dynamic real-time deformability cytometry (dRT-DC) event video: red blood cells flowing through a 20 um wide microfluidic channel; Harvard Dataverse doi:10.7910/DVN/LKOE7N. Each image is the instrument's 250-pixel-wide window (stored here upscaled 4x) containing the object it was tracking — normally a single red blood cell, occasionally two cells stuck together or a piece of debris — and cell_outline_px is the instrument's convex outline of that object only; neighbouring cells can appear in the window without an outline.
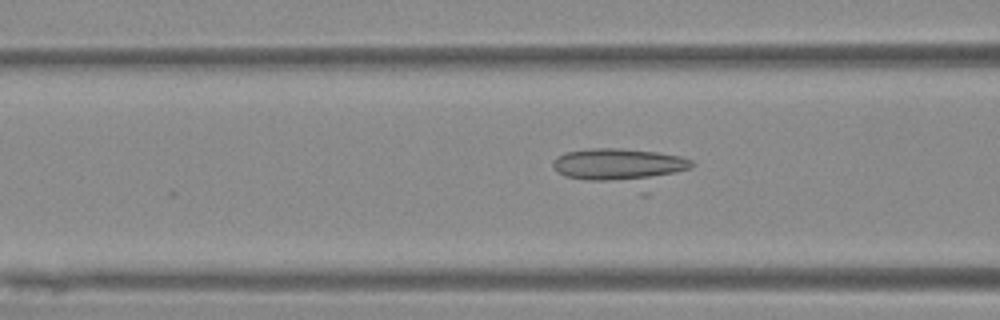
{"species": "Egyptian fruit bat (a non-hibernating species)", "species_latin": "Rousettus aegyptiacus", "temperature_condition": "warm", "stored_images_in_passage": 24, "camera_frame_rate_fps": 3000, "um_per_image_px": 0.085, "animal": {"sex": "female"}, "frame": {"image": 1, "passage_image": 11, "time_ms": 3.333, "image_size_px": [1000, 320], "cell_outline_px": [[692, 164], [688, 168], [648, 196], [640, 196], [564, 176], [552, 164], [556, 156], [564, 152], [588, 148], [620, 148], [656, 152], [680, 156], [692, 160]], "centroid_in_image_um": [52.87, 14.32], "position_along_channel_um": 113.7, "area_um2": 32.43}}
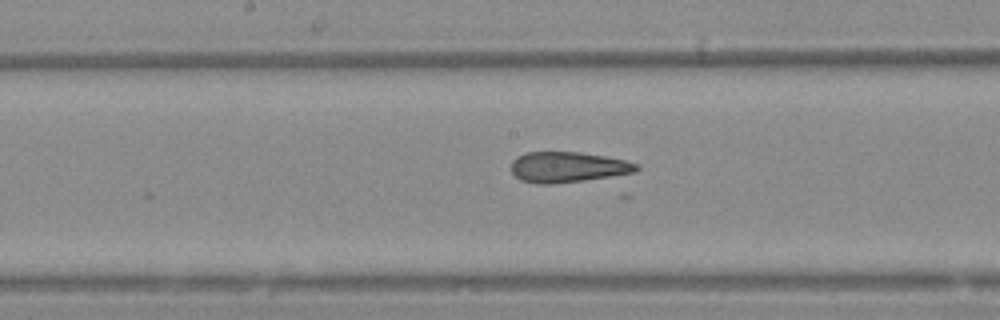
{"frame": {"image": 2, "passage_image": 18, "time_ms": 5.667, "image_size_px": [1000, 320], "cell_outline_px": [[640, 168], [636, 172], [584, 180], [552, 184], [536, 184], [520, 180], [512, 172], [512, 160], [516, 156], [524, 152], [580, 152], [604, 156], [624, 160], [636, 164]], "centroid_in_image_um": [48.21, 14.2], "position_along_channel_um": 200.0, "area_um2": 22.25}}
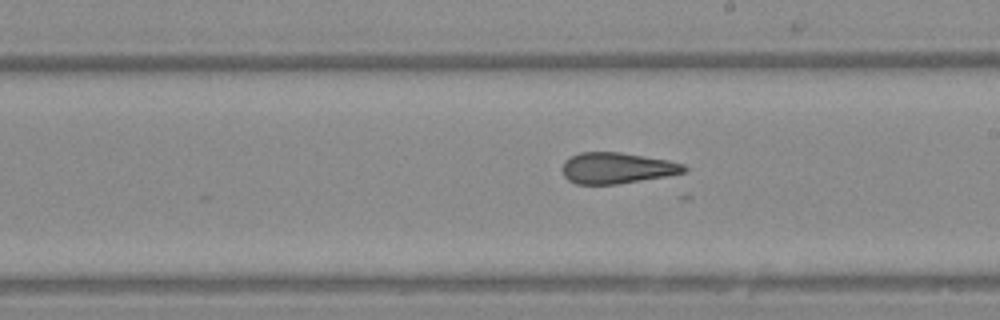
{"frame": {"image": 3, "passage_image": 21, "time_ms": 6.667, "image_size_px": [1000, 320], "cell_outline_px": [[688, 168], [684, 172], [664, 176], [616, 184], [576, 184], [568, 180], [564, 176], [560, 168], [564, 160], [580, 152], [620, 152], [668, 160], [684, 164]], "centroid_in_image_um": [52.38, 14.28], "position_along_channel_um": 236.6, "area_um2": 21.96}}